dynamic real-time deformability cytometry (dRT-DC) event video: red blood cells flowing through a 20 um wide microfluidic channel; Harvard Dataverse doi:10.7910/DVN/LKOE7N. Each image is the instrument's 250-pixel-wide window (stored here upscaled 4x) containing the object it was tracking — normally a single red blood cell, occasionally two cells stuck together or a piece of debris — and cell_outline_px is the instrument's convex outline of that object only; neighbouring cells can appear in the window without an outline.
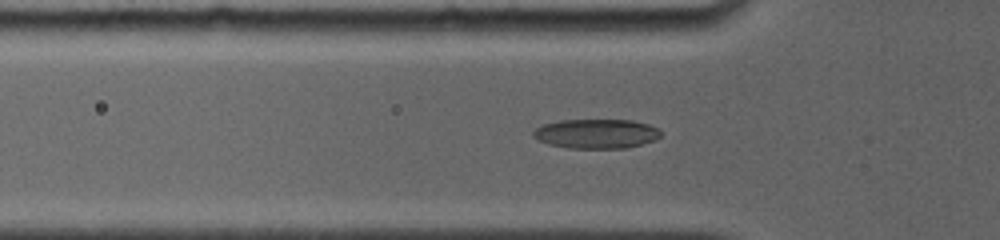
{"species": "common noctule bat (a hibernating species)", "species_latin": "Nyctalus noctula", "temperature_condition": "room temperature", "stored_images_in_passage": 8, "camera_frame_rate_fps": 4000, "um_per_image_px": 0.085, "animal": {"sex": "female", "body_mass_g": 19.0, "forearm_length_mm": 56.7}, "frame": {"image": 1, "passage_image": 2, "time_ms": 0.25, "image_size_px": [1000, 240], "cell_outline_px": [[660, 136], [652, 140], [640, 144], [624, 148], [568, 148], [548, 144], [536, 140], [532, 136], [532, 132], [536, 128], [544, 124], [560, 120], [632, 120], [648, 124], [660, 128]], "centroid_in_image_um": [50.64, 11.36], "position_along_channel_um": 75.2, "area_um2": 21.85}}